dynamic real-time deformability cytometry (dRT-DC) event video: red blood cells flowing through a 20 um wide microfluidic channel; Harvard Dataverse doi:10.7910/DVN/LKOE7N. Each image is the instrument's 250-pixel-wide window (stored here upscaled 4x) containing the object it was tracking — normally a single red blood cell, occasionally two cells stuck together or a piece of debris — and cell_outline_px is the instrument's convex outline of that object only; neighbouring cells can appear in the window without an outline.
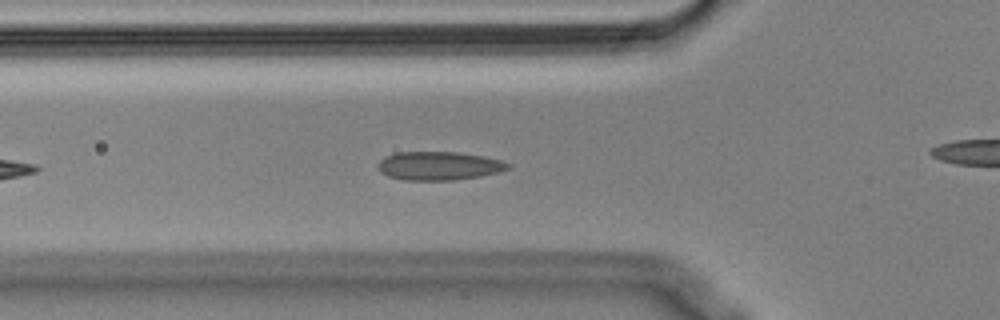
{"species": "Egyptian fruit bat (a non-hibernating species)", "species_latin": "Rousettus aegyptiacus", "temperature_condition": "cold", "stored_images_in_passage": 8, "camera_frame_rate_fps": 3000, "um_per_image_px": 0.085, "animal": {"sex": "male"}, "frame": {"image": 1, "passage_image": 3, "time_ms": 0.667, "image_size_px": [1000, 320], "cell_outline_px": [[512, 168], [500, 172], [480, 176], [452, 180], [404, 180], [388, 176], [380, 172], [376, 164], [384, 156], [396, 152], [456, 152], [484, 156], [500, 160], [512, 164]], "centroid_in_image_um": [37.31, 14.09], "position_along_channel_um": 88.5, "area_um2": 21.85}}
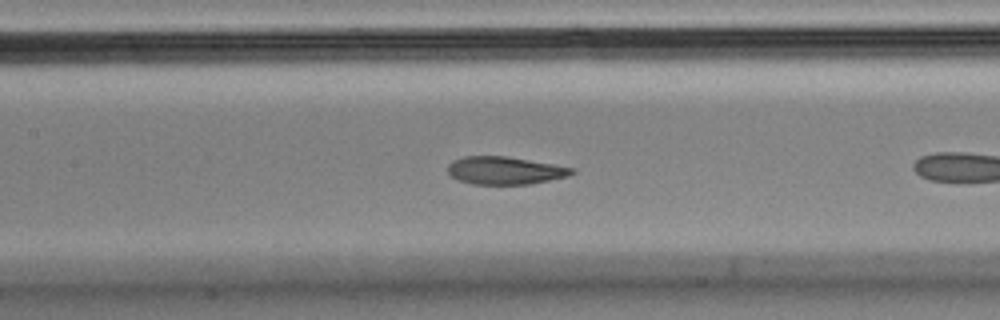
{"frame": {"image": 2, "passage_image": 6, "time_ms": 1.667, "image_size_px": [1000, 320], "cell_outline_px": [[576, 172], [568, 176], [528, 184], [472, 184], [456, 180], [448, 172], [448, 164], [452, 160], [464, 156], [504, 156], [576, 168]], "centroid_in_image_um": [42.89, 14.49], "position_along_channel_um": 164.5, "area_um2": 20.0}}